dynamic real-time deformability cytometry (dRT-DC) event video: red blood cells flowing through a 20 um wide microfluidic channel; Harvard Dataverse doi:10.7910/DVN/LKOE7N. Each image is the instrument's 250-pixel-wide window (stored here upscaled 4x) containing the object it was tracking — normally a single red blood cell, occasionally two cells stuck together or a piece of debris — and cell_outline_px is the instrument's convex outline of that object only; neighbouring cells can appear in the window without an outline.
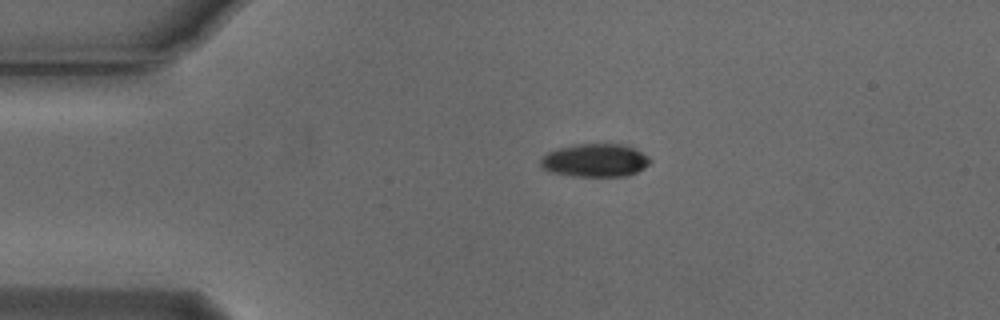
{"species": "Egyptian fruit bat (a non-hibernating species)", "species_latin": "Rousettus aegyptiacus", "temperature_condition": "cold", "stored_images_in_passage": 6, "camera_frame_rate_fps": 3000, "um_per_image_px": 0.085, "animal": {"sex": "male"}, "frame": {"image": 1, "passage_image": 6, "time_ms": 1.667, "image_size_px": [1000, 320], "cell_outline_px": [[652, 160], [644, 168], [636, 172], [624, 176], [572, 176], [552, 172], [540, 168], [540, 160], [548, 152], [556, 148], [576, 144], [624, 144], [636, 148], [648, 156]], "centroid_in_image_um": [50.58, 13.62], "position_along_channel_um": 34.4, "area_um2": 21.27}}